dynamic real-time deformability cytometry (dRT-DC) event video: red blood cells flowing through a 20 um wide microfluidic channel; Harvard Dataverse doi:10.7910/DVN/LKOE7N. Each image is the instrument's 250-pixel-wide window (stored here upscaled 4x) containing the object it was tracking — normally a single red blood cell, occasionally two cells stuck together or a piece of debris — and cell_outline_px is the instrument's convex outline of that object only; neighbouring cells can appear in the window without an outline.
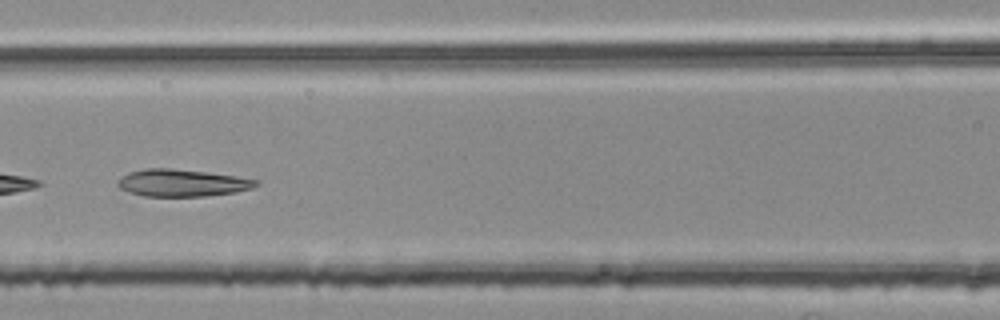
{"species": "common noctule bat (a hibernating species)", "species_latin": "Nyctalus noctula", "temperature_condition": "room temperature", "stored_images_in_passage": 52, "camera_frame_rate_fps": 3000, "um_per_image_px": 0.085, "animal": {"sex": "female", "body_mass_g": 25.1}, "frame": {"image": 1, "passage_image": 24, "time_ms": 7.667, "image_size_px": [1000, 320], "cell_outline_px": [[260, 184], [252, 188], [236, 192], [204, 196], [144, 196], [128, 192], [120, 188], [116, 184], [116, 180], [128, 172], [144, 168], [172, 168], [236, 176], [260, 180]], "centroid_in_image_um": [15.45, 15.54], "position_along_channel_um": 151.1, "area_um2": 22.02}}
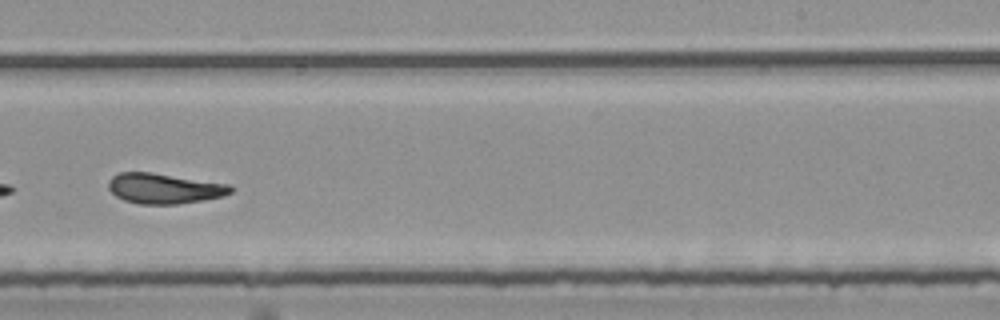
{"frame": {"image": 2, "passage_image": 34, "time_ms": 11.0, "image_size_px": [1000, 320], "cell_outline_px": [[236, 188], [232, 192], [224, 196], [204, 200], [176, 204], [140, 204], [124, 200], [116, 196], [108, 188], [108, 180], [112, 176], [120, 172], [152, 172], [228, 184]], "centroid_in_image_um": [13.97, 16.02], "position_along_channel_um": 275.0, "area_um2": 21.68}}
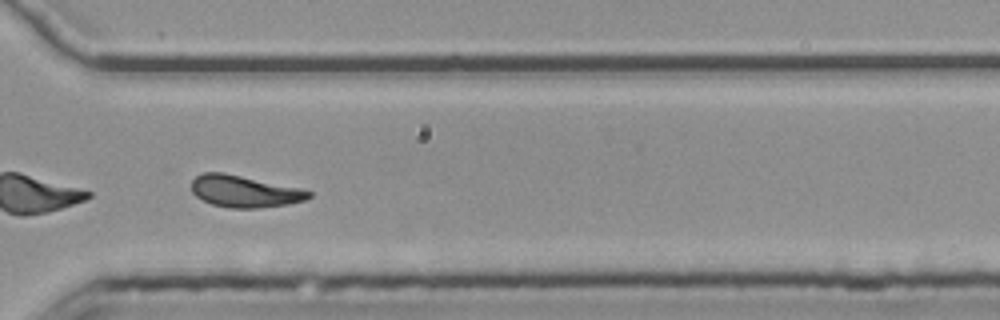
{"frame": {"image": 3, "passage_image": 40, "time_ms": 13.0, "image_size_px": [1000, 320], "cell_outline_px": [[312, 196], [304, 200], [288, 204], [256, 208], [228, 208], [212, 204], [196, 196], [192, 192], [192, 180], [196, 176], [204, 172], [224, 172], [300, 188], [312, 192]], "centroid_in_image_um": [20.77, 16.26], "position_along_channel_um": 349.8, "area_um2": 21.68}, "authors_computed_cell_mechanics": {"area_um2": 22.0218, "velocity_mm_per_s": 3.7397, "shape_relaxation_time_tau1_ms": null, "shape_relaxation_time_tau2_ms": 2.5546, "deformation_change_tau1": null, "deformation_change_tau2": 0.108}}